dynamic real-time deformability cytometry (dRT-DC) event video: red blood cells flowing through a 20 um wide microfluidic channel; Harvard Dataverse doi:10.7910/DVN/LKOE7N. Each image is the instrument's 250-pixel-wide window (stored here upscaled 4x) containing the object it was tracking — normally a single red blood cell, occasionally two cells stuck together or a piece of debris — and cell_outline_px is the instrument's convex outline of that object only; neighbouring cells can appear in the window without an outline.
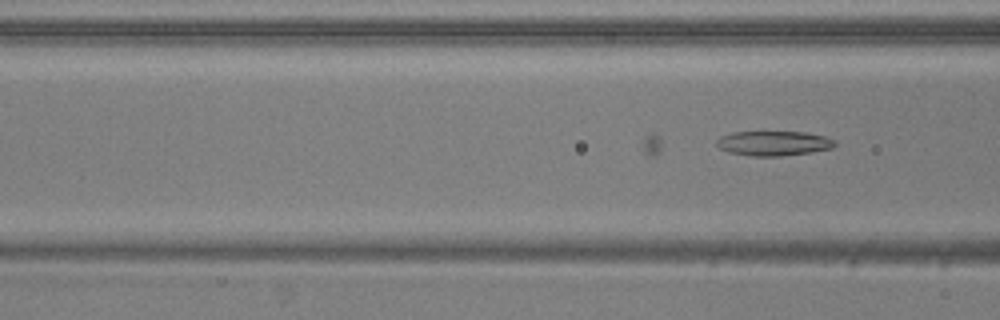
{"species": "common noctule bat (a hibernating species)", "species_latin": "Nyctalus noctula", "temperature_condition": "warm", "stored_images_in_passage": 28, "camera_frame_rate_fps": 3000, "um_per_image_px": 0.085, "animal": {"sex": "male", "body_mass_g": 20.5, "forearm_length_mm": 52.5}, "frame": {"image": 1, "passage_image": 14, "time_ms": 4.333, "image_size_px": [1000, 320], "cell_outline_px": [[836, 144], [832, 148], [812, 152], [780, 156], [752, 156], [728, 152], [720, 148], [716, 144], [716, 140], [720, 136], [732, 132], [804, 132], [824, 136], [836, 140]], "centroid_in_image_um": [65.75, 12.18], "position_along_channel_um": 100.8, "area_um2": 17.05}}
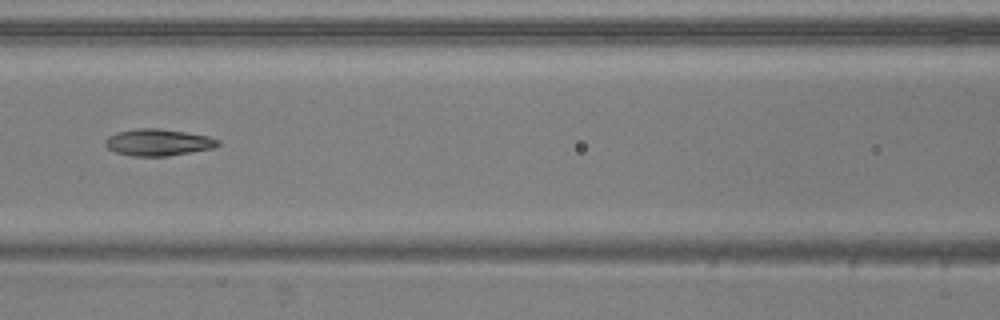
{"frame": {"image": 2, "passage_image": 18, "time_ms": 5.667, "image_size_px": [1000, 320], "cell_outline_px": [[220, 144], [212, 148], [168, 156], [132, 156], [116, 152], [108, 148], [104, 144], [104, 140], [108, 136], [116, 132], [136, 128], [156, 128], [184, 132], [208, 136], [220, 140]], "centroid_in_image_um": [13.4, 12.1], "position_along_channel_um": 153.2, "area_um2": 17.51}}